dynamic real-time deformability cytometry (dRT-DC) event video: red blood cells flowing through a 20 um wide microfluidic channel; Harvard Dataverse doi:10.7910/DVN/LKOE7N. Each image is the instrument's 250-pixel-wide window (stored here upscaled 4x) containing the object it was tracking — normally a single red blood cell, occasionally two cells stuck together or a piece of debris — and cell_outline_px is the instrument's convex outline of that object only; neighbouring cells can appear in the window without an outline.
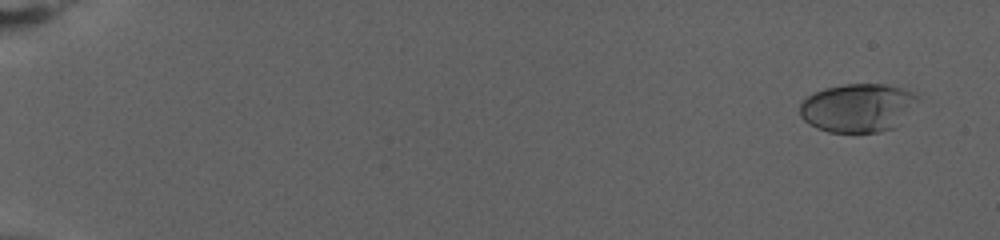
{"species": "human", "species_latin": "Homo sapiens", "temperature_condition": "warm", "stored_images_in_passage": 78, "camera_frame_rate_fps": 3000, "um_per_image_px": 0.085, "donor": {"sex": "female"}, "frame": {"image": 1, "passage_image": 5, "time_ms": 1.333, "image_size_px": [1000, 240], "cell_outline_px": [[920, 100], [892, 128], [876, 132], [828, 132], [816, 128], [808, 124], [800, 116], [800, 104], [808, 96], [824, 88], [844, 84], [884, 84], [916, 92], [920, 96]], "centroid_in_image_um": [72.89, 9.15], "position_along_channel_um": 12.1, "area_um2": 33.18}}
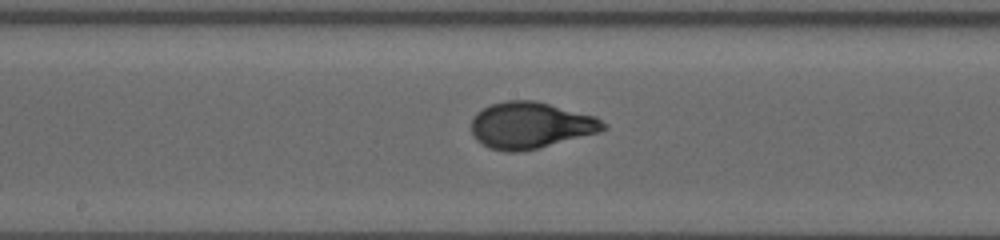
{"frame": {"image": 2, "passage_image": 45, "time_ms": 14.667, "image_size_px": [1000, 240], "cell_outline_px": [[608, 128], [600, 132], [520, 152], [504, 152], [488, 148], [480, 144], [472, 136], [472, 120], [476, 112], [492, 104], [508, 100], [536, 100], [596, 116], [608, 124]], "centroid_in_image_um": [45.1, 10.65], "position_along_channel_um": 203.1, "area_um2": 35.95}}
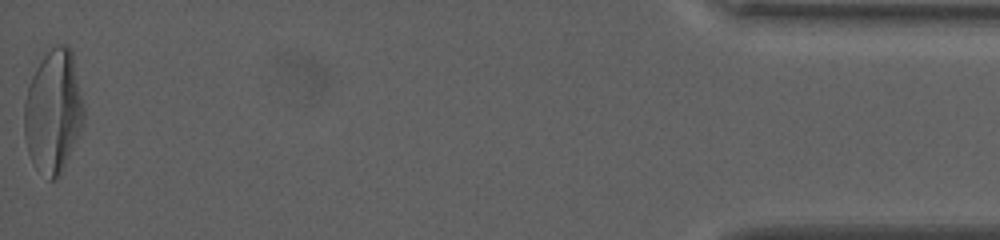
{"frame": {"image": 3, "passage_image": 78, "time_ms": 25.667, "image_size_px": [1000, 240], "cell_outline_px": [[84, 120], [80, 132], [64, 168], [60, 176], [52, 180], [48, 180], [36, 168], [28, 152], [24, 136], [24, 104], [28, 88], [32, 76], [40, 60], [56, 44], [68, 44], [72, 48], [84, 108]], "centroid_in_image_um": [4.54, 9.48], "position_along_channel_um": 430.7, "area_um2": 42.95}, "authors_computed_cell_mechanics": {"area_um2": 34.0153, "velocity_mm_per_s": 2.8059, "shape_relaxation_time_tau1_ms": 7.9899, "shape_relaxation_time_tau2_ms": null, "deformation_change_tau1": 0.2649, "deformation_change_tau2": null}}